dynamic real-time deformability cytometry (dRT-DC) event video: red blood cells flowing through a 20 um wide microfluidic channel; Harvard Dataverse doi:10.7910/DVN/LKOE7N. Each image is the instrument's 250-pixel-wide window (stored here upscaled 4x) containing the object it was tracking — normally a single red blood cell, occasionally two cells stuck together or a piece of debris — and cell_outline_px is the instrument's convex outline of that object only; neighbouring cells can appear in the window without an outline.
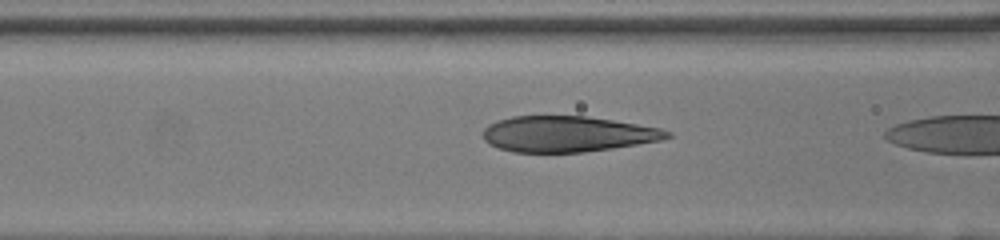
{"species": "human", "species_latin": "Homo sapiens", "temperature_condition": "room temperature", "stored_images_in_passage": 9, "camera_frame_rate_fps": 3000, "um_per_image_px": 0.085, "donor": {"sex": "female"}, "frame": {"image": 1, "passage_image": 8, "time_ms": 2.333, "image_size_px": [1000, 240], "cell_outline_px": [[672, 136], [660, 140], [612, 148], [584, 152], [512, 152], [488, 144], [484, 140], [484, 128], [488, 124], [496, 120], [512, 116], [584, 116], [612, 120], [660, 128], [672, 132]], "centroid_in_image_um": [48.2, 11.39], "position_along_channel_um": 118.4, "area_um2": 38.26}}